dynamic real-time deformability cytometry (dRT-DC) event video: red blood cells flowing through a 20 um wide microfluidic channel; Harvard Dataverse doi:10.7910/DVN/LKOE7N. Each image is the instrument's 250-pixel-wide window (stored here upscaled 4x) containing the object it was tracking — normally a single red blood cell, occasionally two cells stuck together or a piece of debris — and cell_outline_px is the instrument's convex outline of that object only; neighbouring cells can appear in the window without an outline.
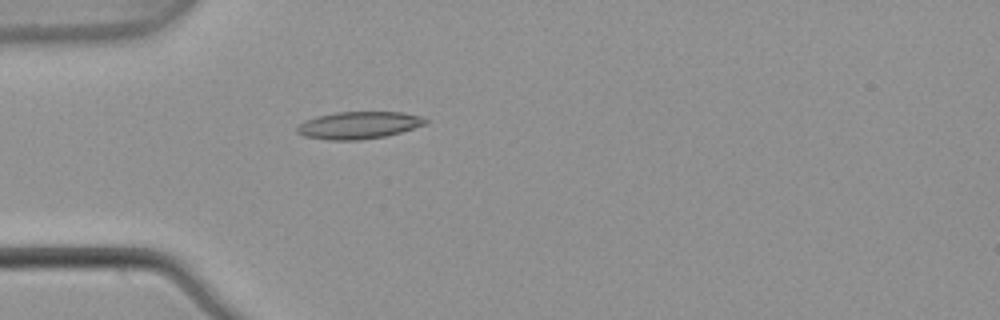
{"species": "common noctule bat (a hibernating species)", "species_latin": "Nyctalus noctula", "temperature_condition": "warm", "stored_images_in_passage": 3, "camera_frame_rate_fps": 3000, "um_per_image_px": 0.085, "animal": {"sex": "male", "body_mass_g": 21.5, "forearm_length_mm": 52.0}, "frame": {"image": 1, "passage_image": 3, "time_ms": 0.667, "image_size_px": [1000, 320], "cell_outline_px": [[428, 120], [424, 124], [400, 132], [384, 136], [360, 140], [328, 140], [304, 136], [296, 132], [296, 128], [304, 120], [316, 116], [336, 112], [404, 112], [424, 116]], "centroid_in_image_um": [30.47, 10.63], "position_along_channel_um": 54.5, "area_um2": 20.4}}